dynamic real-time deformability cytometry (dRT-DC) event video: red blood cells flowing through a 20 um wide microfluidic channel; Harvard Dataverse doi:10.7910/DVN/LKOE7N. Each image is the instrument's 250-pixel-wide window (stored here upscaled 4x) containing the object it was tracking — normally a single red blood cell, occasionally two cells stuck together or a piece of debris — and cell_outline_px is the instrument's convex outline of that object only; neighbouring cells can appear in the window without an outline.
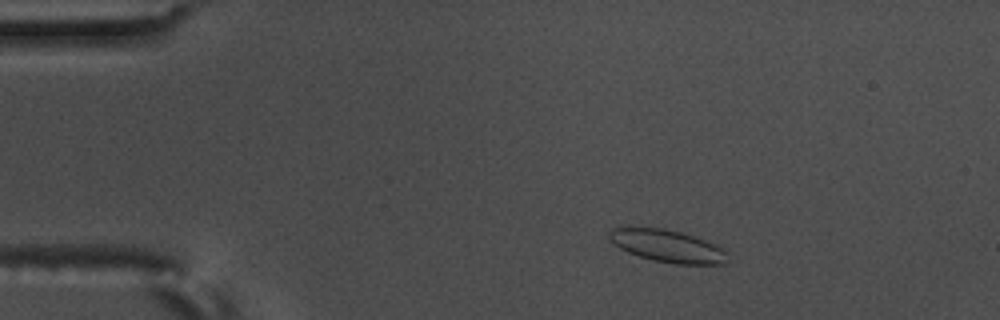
{"species": "common noctule bat (a hibernating species)", "species_latin": "Nyctalus noctula", "temperature_condition": "warm", "stored_images_in_passage": 56, "camera_frame_rate_fps": 3000, "um_per_image_px": 0.085, "animal": {"sex": "male", "body_mass_g": 17.5, "forearm_length_mm": 52.3}, "frame": {"image": 1, "passage_image": 8, "time_ms": 2.333, "image_size_px": [1000, 320], "cell_outline_px": [[728, 252], [724, 264], [676, 264], [652, 260], [628, 252], [620, 248], [608, 236], [608, 232], [612, 228], [664, 228], [680, 232], [716, 244], [724, 248]], "centroid_in_image_um": [56.77, 20.92], "position_along_channel_um": 28.2, "area_um2": 22.02}}
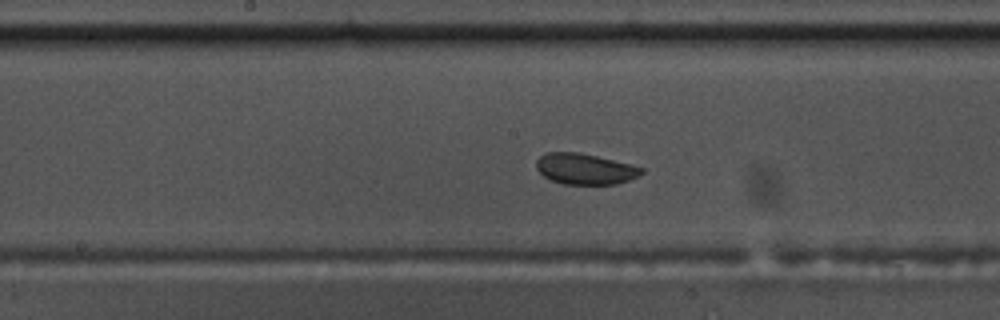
{"frame": {"image": 2, "passage_image": 28, "time_ms": 9.0, "image_size_px": [1000, 320], "cell_outline_px": [[644, 172], [628, 180], [616, 184], [564, 184], [552, 180], [544, 176], [536, 168], [536, 160], [544, 152], [580, 152], [632, 164], [644, 168]], "centroid_in_image_um": [49.72, 14.34], "position_along_channel_um": 198.5, "area_um2": 18.96}}
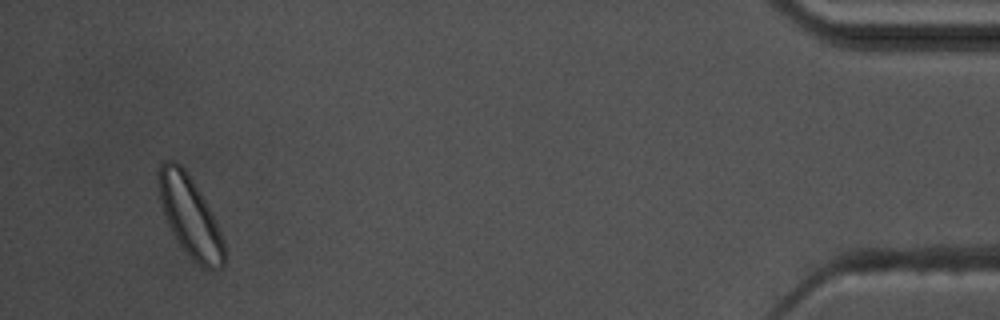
{"frame": {"image": 3, "passage_image": 53, "time_ms": 17.333, "image_size_px": [1000, 320], "cell_outline_px": [[224, 268], [204, 268], [192, 260], [176, 240], [168, 224], [160, 200], [160, 164], [164, 160], [176, 160], [184, 168], [192, 180], [204, 200], [216, 224], [224, 244]], "centroid_in_image_um": [16.14, 18.42], "position_along_channel_um": 419.1, "area_um2": 29.71}, "authors_computed_cell_mechanics": {"area_um2": 20.6346, "velocity_mm_per_s": 3.5436, "shape_relaxation_time_tau1_ms": 0.9447, "shape_relaxation_time_tau2_ms": null, "deformation_change_tau1": 0.0518, "deformation_change_tau2": null}}